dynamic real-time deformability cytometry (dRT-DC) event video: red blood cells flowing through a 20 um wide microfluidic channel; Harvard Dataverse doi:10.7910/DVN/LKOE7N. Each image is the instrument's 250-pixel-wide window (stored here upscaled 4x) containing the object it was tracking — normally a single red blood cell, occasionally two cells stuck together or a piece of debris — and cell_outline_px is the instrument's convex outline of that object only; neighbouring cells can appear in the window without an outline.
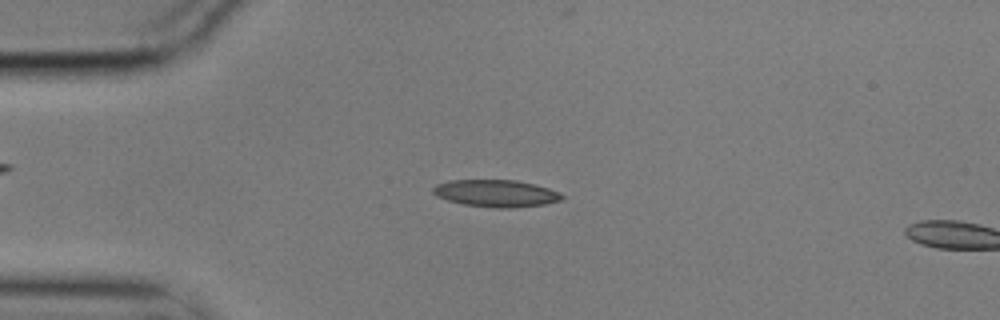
{"species": "common noctule bat (a hibernating species)", "species_latin": "Nyctalus noctula", "temperature_condition": "cold", "stored_images_in_passage": 15, "camera_frame_rate_fps": 3000, "um_per_image_px": 0.085, "animal": {"sex": "male", "body_mass_g": 17.9}, "frame": {"image": 1, "passage_image": 13, "time_ms": 4.0, "image_size_px": [1000, 320], "cell_outline_px": [[564, 200], [544, 204], [508, 208], [496, 208], [464, 204], [448, 200], [436, 196], [432, 192], [432, 188], [436, 184], [448, 180], [516, 180], [536, 184], [548, 188], [564, 196]], "centroid_in_image_um": [42.14, 16.42], "position_along_channel_um": 42.9, "area_um2": 20.35}}